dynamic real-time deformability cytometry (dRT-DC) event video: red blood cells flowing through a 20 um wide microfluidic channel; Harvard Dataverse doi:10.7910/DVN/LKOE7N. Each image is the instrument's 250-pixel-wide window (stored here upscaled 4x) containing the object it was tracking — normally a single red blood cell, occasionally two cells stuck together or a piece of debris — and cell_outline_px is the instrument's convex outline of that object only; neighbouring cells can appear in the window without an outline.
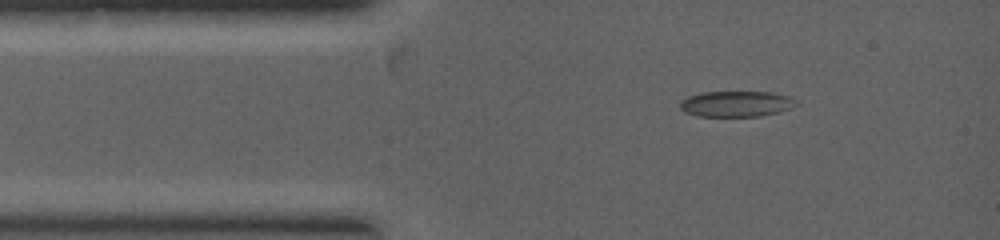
{"species": "common noctule bat (a hibernating species)", "species_latin": "Nyctalus noctula", "temperature_condition": "warm", "stored_images_in_passage": 9, "camera_frame_rate_fps": 5000, "um_per_image_px": 0.085, "animal": {"sex": "female", "body_mass_g": 19.0, "forearm_length_mm": 53.3}, "frame": {"image": 1, "passage_image": 3, "time_ms": 0.8, "image_size_px": [1000, 240], "cell_outline_px": [[796, 104], [792, 108], [780, 112], [760, 116], [696, 116], [684, 112], [680, 108], [680, 100], [688, 96], [700, 92], [772, 92], [788, 96], [796, 100]], "centroid_in_image_um": [62.56, 8.83], "position_along_channel_um": 22.4, "area_um2": 17.57}}
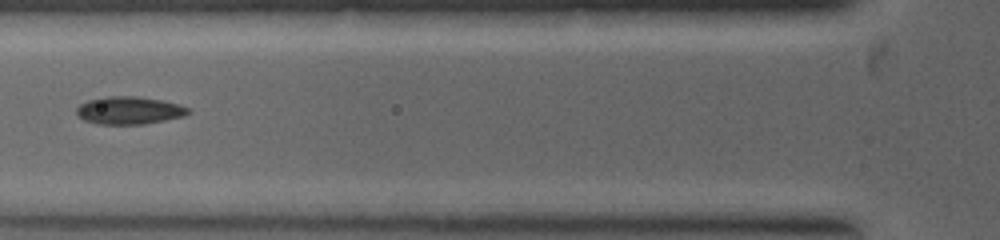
{"frame": {"image": 2, "passage_image": 6, "time_ms": 2.6, "image_size_px": [1000, 240], "cell_outline_px": [[192, 112], [184, 116], [144, 124], [96, 124], [84, 120], [76, 112], [76, 108], [80, 104], [88, 100], [104, 96], [136, 96], [164, 100], [180, 104], [192, 108]], "centroid_in_image_um": [11.03, 9.37], "position_along_channel_um": 114.8, "area_um2": 18.26}}
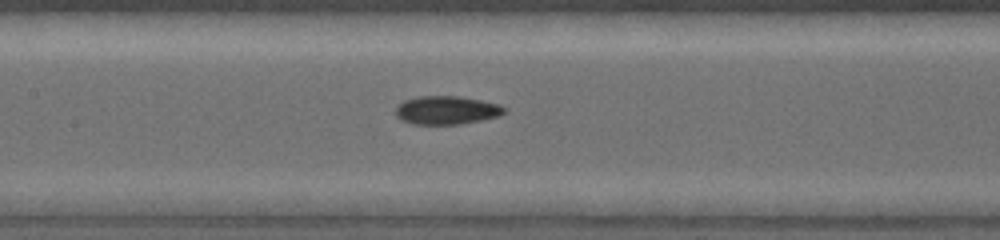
{"frame": {"image": 3, "passage_image": 8, "time_ms": 3.4, "image_size_px": [1000, 240], "cell_outline_px": [[504, 112], [500, 116], [460, 124], [412, 124], [400, 120], [396, 116], [396, 104], [404, 100], [416, 96], [460, 96], [500, 104], [504, 108]], "centroid_in_image_um": [37.91, 9.36], "position_along_channel_um": 169.5, "area_um2": 18.09}}